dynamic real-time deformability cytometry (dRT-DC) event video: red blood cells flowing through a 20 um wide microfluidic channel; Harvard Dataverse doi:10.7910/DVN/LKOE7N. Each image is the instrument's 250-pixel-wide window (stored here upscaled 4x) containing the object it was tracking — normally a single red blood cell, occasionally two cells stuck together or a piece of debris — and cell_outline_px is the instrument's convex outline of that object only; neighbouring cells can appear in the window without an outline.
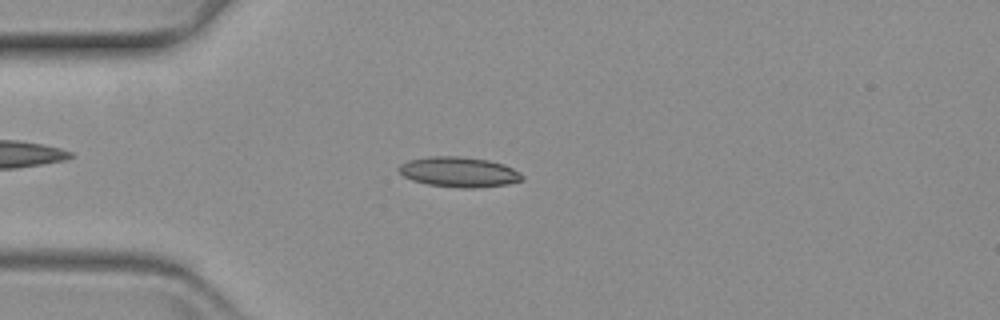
{"species": "common noctule bat (a hibernating species)", "species_latin": "Nyctalus noctula", "temperature_condition": "warm", "stored_images_in_passage": 57, "camera_frame_rate_fps": 3000, "um_per_image_px": 0.085, "animal": {"sex": "female", "body_mass_g": 19.3, "forearm_length_mm": 54.1}, "frame": {"image": 1, "passage_image": 13, "time_ms": 4.0, "image_size_px": [1000, 320], "cell_outline_px": [[524, 180], [508, 184], [476, 188], [460, 188], [428, 184], [412, 180], [404, 176], [396, 168], [400, 164], [408, 160], [428, 156], [460, 156], [488, 160], [504, 164], [520, 172], [524, 176]], "centroid_in_image_um": [39.02, 14.62], "position_along_channel_um": 46.0, "area_um2": 21.85}}
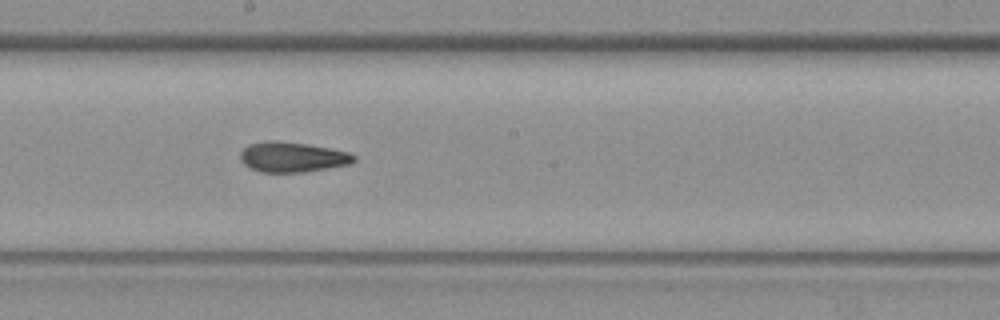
{"frame": {"image": 2, "passage_image": 30, "time_ms": 9.667, "image_size_px": [1000, 320], "cell_outline_px": [[356, 160], [352, 164], [304, 172], [260, 172], [244, 164], [240, 160], [240, 152], [248, 144], [268, 140], [276, 140], [308, 144], [348, 152], [356, 156]], "centroid_in_image_um": [24.85, 13.34], "position_along_channel_um": 223.3, "area_um2": 20.06}}
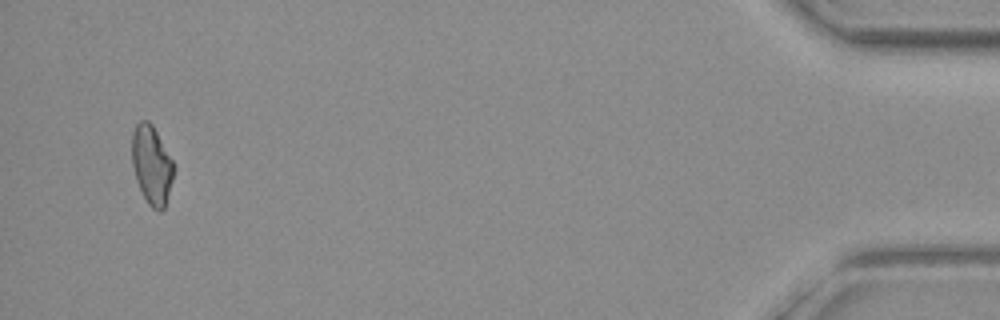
{"frame": {"image": 3, "passage_image": 55, "time_ms": 18.0, "image_size_px": [1000, 320], "cell_outline_px": [[172, 180], [164, 208], [160, 212], [152, 208], [148, 204], [136, 180], [132, 164], [132, 132], [136, 124], [140, 120], [148, 120], [152, 124], [172, 160]], "centroid_in_image_um": [12.86, 14.0], "position_along_channel_um": 422.3, "area_um2": 18.79}}